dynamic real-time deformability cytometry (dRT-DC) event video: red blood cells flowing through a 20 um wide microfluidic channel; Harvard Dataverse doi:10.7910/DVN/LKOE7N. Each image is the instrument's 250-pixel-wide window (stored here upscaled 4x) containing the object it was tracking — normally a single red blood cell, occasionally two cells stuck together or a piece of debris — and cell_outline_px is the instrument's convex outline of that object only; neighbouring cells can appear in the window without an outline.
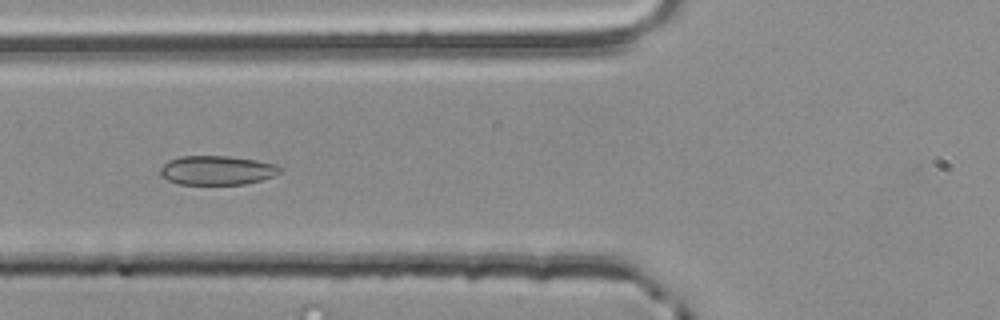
{"species": "common noctule bat (a hibernating species)", "species_latin": "Nyctalus noctula", "temperature_condition": "room temperature", "stored_images_in_passage": 41, "camera_frame_rate_fps": 3000, "um_per_image_px": 0.085, "animal": {"sex": "male", "body_mass_g": 20.4}, "frame": {"image": 1, "passage_image": 8, "time_ms": 2.333, "image_size_px": [1000, 320], "cell_outline_px": [[284, 168], [280, 172], [272, 176], [260, 180], [244, 184], [180, 184], [168, 180], [160, 176], [160, 168], [168, 160], [180, 156], [228, 156], [256, 160], [276, 164]], "centroid_in_image_um": [18.43, 14.47], "position_along_channel_um": 107.4, "area_um2": 20.35}}
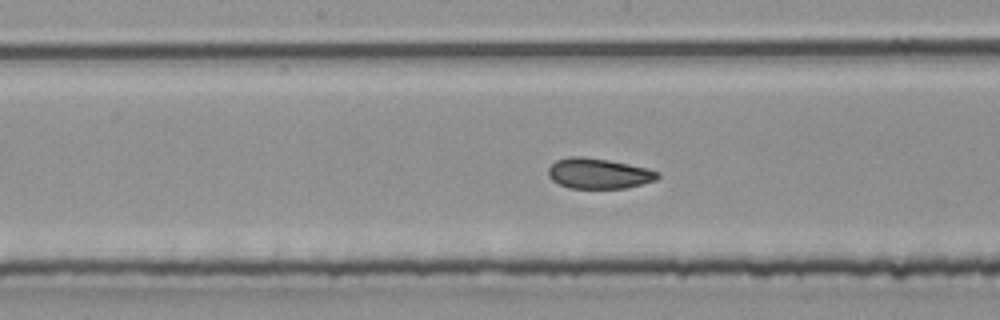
{"frame": {"image": 2, "passage_image": 15, "time_ms": 4.667, "image_size_px": [1000, 320], "cell_outline_px": [[660, 176], [656, 180], [624, 188], [568, 188], [552, 180], [548, 176], [548, 168], [556, 160], [572, 156], [584, 156], [608, 160], [648, 168], [660, 172]], "centroid_in_image_um": [50.88, 14.74], "position_along_channel_um": 197.3, "area_um2": 19.36}}
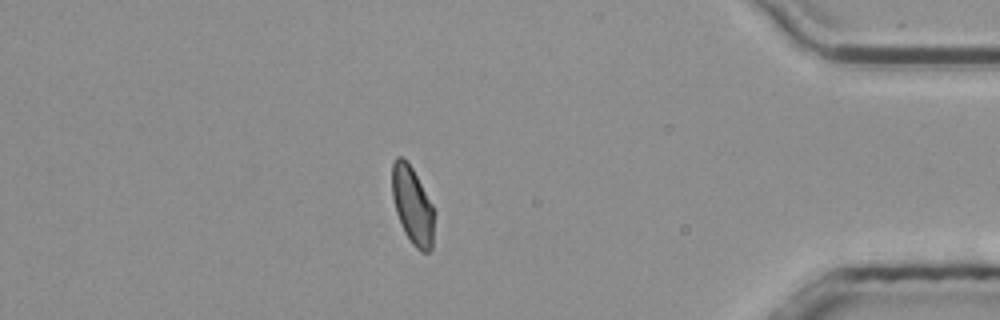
{"frame": {"image": 3, "passage_image": 34, "time_ms": 11.0, "image_size_px": [1000, 320], "cell_outline_px": [[436, 212], [432, 248], [428, 252], [420, 252], [412, 244], [404, 232], [396, 212], [392, 196], [392, 164], [396, 156], [404, 156], [408, 160], [432, 204]], "centroid_in_image_um": [35.08, 17.46], "position_along_channel_um": 400.1, "area_um2": 19.48}, "authors_computed_cell_mechanics": {"area_um2": 19.5942, "velocity_mm_per_s": 3.8457, "shape_relaxation_time_tau1_ms": 6.4289, "shape_relaxation_time_tau2_ms": 1.3385, "deformation_change_tau1": 0.1307, "deformation_change_tau2": 0.0642}}